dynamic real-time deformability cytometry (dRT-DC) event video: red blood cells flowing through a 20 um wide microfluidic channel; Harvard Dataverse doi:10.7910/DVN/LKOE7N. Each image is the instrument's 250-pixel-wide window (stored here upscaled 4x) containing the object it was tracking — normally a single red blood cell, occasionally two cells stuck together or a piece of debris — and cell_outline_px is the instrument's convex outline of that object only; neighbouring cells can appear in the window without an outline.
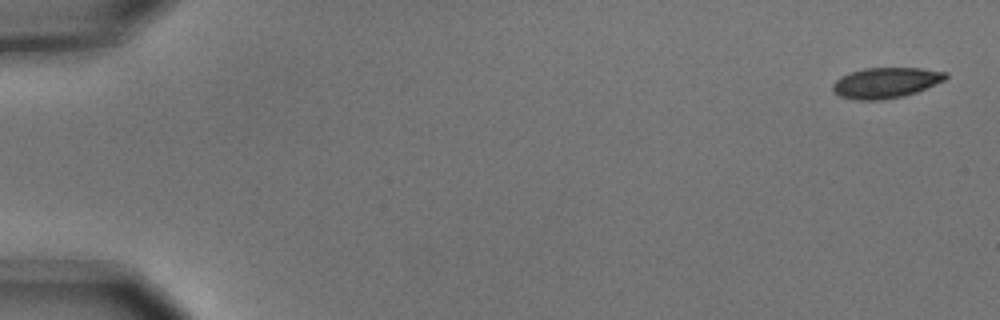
{"species": "common noctule bat (a hibernating species)", "species_latin": "Nyctalus noctula", "temperature_condition": "cold", "stored_images_in_passage": 10, "camera_frame_rate_fps": 3000, "um_per_image_px": 0.085, "animal": {"sex": "male", "body_mass_g": 15.6}, "frame": {"image": 1, "passage_image": 1, "time_ms": 0.0, "image_size_px": [1000, 320], "cell_outline_px": [[948, 76], [944, 80], [916, 92], [904, 96], [880, 100], [856, 100], [840, 96], [832, 88], [832, 84], [840, 76], [864, 68], [924, 68], [948, 72]], "centroid_in_image_um": [75.3, 7.03], "position_along_channel_um": 9.7, "area_um2": 20.06}}
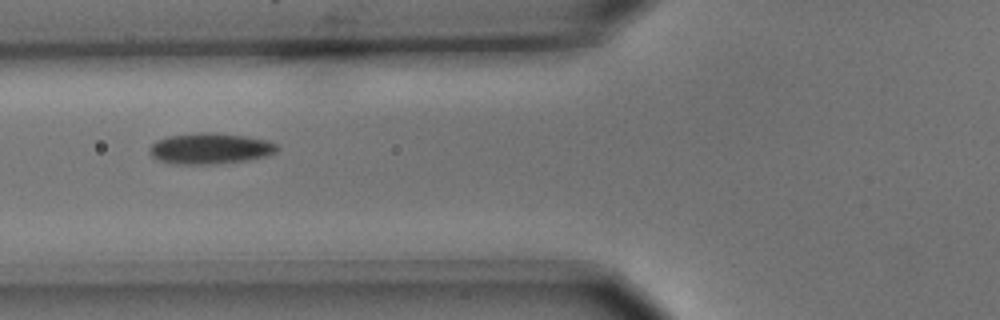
{"frame": {"image": 2, "passage_image": 6, "time_ms": 1.667, "image_size_px": [1000, 320], "cell_outline_px": [[280, 148], [276, 152], [268, 156], [248, 160], [216, 164], [172, 164], [156, 160], [148, 152], [148, 148], [156, 140], [168, 136], [196, 132], [212, 132], [248, 136], [268, 140], [276, 144]], "centroid_in_image_um": [17.85, 12.62], "position_along_channel_um": 107.9, "area_um2": 23.52}}
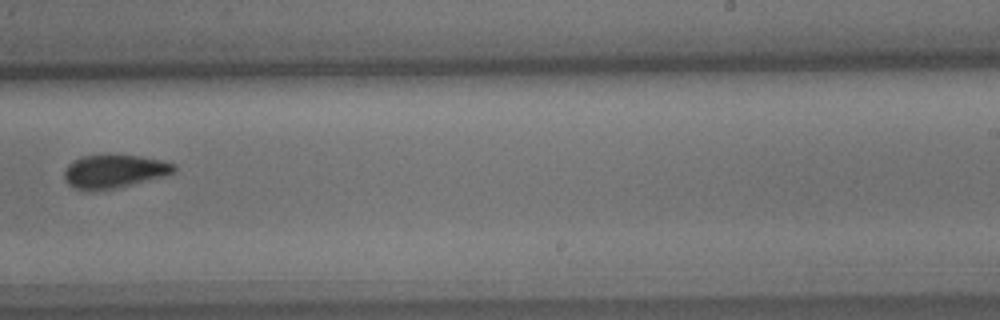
{"frame": {"image": 3, "passage_image": 10, "time_ms": 3.0, "image_size_px": [1000, 320], "cell_outline_px": [[176, 172], [164, 176], [132, 184], [112, 188], [72, 188], [64, 180], [64, 172], [68, 164], [72, 160], [80, 156], [140, 156], [160, 160], [176, 164]], "centroid_in_image_um": [9.72, 14.54], "position_along_channel_um": 279.3, "area_um2": 20.69}}